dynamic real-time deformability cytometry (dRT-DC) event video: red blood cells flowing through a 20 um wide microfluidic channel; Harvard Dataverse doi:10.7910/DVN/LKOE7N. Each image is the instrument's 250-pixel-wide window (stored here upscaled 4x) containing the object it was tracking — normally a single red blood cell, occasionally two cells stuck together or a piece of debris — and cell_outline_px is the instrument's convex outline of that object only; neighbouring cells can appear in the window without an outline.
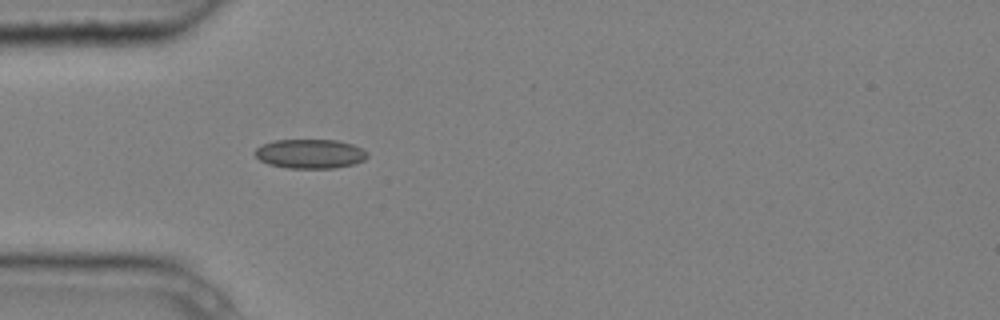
{"species": "common noctule bat (a hibernating species)", "species_latin": "Nyctalus noctula", "temperature_condition": "cold", "stored_images_in_passage": 3, "camera_frame_rate_fps": 3000, "um_per_image_px": 0.085, "animal": {"sex": "male", "body_mass_g": 20.4}, "frame": {"image": 1, "passage_image": 3, "time_ms": 0.667, "image_size_px": [1000, 320], "cell_outline_px": [[368, 156], [364, 160], [356, 164], [336, 168], [288, 168], [268, 164], [260, 160], [256, 156], [256, 148], [264, 144], [276, 140], [336, 140], [352, 144], [368, 152]], "centroid_in_image_um": [26.4, 13.08], "position_along_channel_um": 58.6, "area_um2": 19.13}}